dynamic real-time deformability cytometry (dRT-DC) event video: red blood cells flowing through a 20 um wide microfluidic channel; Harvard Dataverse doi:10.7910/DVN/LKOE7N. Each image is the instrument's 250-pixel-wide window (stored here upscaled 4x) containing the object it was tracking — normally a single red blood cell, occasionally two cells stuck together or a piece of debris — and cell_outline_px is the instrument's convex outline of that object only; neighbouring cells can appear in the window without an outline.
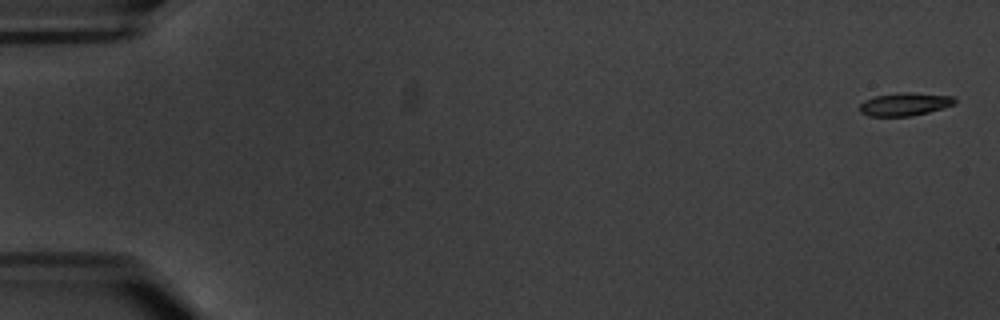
{"species": "common noctule bat (a hibernating species)", "species_latin": "Nyctalus noctula", "temperature_condition": "warm", "stored_images_in_passage": 6, "segment_of_instrument_passage": [1, 2], "camera_frame_rate_fps": 3000, "um_per_image_px": 0.085, "animal": {"sex": "male", "body_mass_g": 20.1, "forearm_length_mm": 53.5}, "frame": {"image": 1, "passage_image": 1, "time_ms": 0.0, "image_size_px": [1000, 320], "cell_outline_px": [[956, 104], [944, 108], [912, 116], [868, 116], [860, 112], [860, 104], [864, 100], [876, 96], [904, 92], [908, 92], [952, 96], [956, 100]], "centroid_in_image_um": [76.92, 8.86], "position_along_channel_um": 8.1, "area_um2": 12.72}}
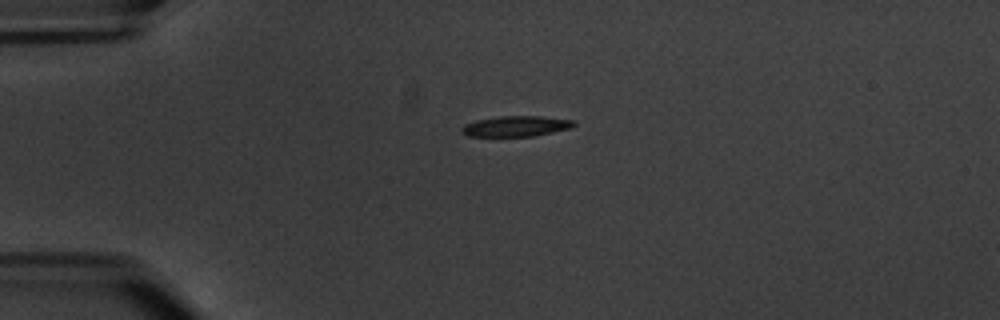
{"frame": {"image": 2, "passage_image": 4, "time_ms": 4.667, "image_size_px": [1000, 320], "cell_outline_px": [[576, 124], [572, 128], [532, 136], [468, 136], [460, 132], [460, 128], [464, 124], [476, 120], [500, 116], [540, 116], [576, 120]], "centroid_in_image_um": [43.86, 10.72], "position_along_channel_um": 41.1, "area_um2": 13.53}}